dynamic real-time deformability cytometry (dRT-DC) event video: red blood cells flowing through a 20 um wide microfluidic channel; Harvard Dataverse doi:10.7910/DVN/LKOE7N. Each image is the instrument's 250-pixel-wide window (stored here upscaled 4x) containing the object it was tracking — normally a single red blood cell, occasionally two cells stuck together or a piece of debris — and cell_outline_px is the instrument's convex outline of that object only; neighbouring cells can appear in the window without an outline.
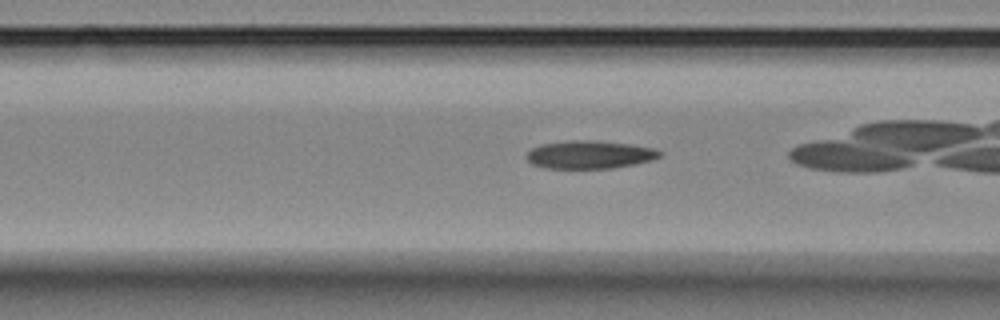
{"species": "Egyptian fruit bat (a non-hibernating species)", "species_latin": "Rousettus aegyptiacus", "temperature_condition": "room temperature", "stored_images_in_passage": 54, "camera_frame_rate_fps": 3000, "um_per_image_px": 0.085, "animal": {"sex": "female"}, "frame": {"image": 1, "passage_image": 18, "time_ms": 5.667, "image_size_px": [1000, 320], "cell_outline_px": [[664, 152], [660, 156], [652, 160], [612, 168], [544, 168], [532, 164], [524, 156], [532, 148], [540, 144], [568, 140], [596, 140], [632, 144], [656, 148]], "centroid_in_image_um": [50.12, 13.13], "position_along_channel_um": 116.5, "area_um2": 21.96}}
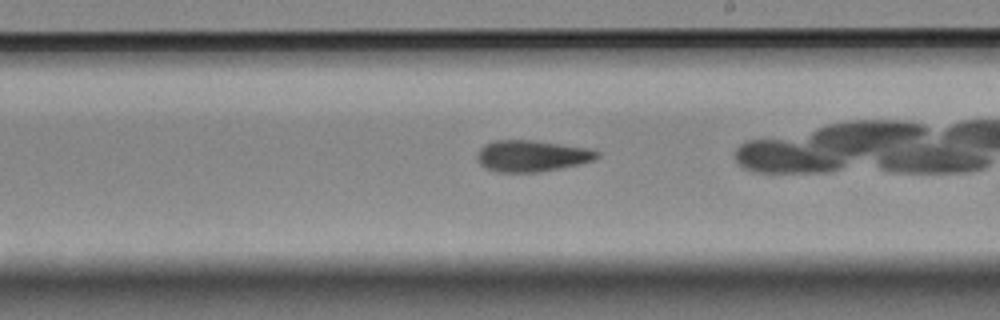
{"frame": {"image": 2, "passage_image": 29, "time_ms": 9.333, "image_size_px": [1000, 320], "cell_outline_px": [[600, 156], [592, 160], [576, 164], [536, 172], [496, 172], [480, 164], [476, 160], [476, 156], [480, 148], [484, 144], [496, 140], [532, 140], [588, 148], [600, 152]], "centroid_in_image_um": [45.15, 13.24], "position_along_channel_um": 243.9, "area_um2": 21.62}}
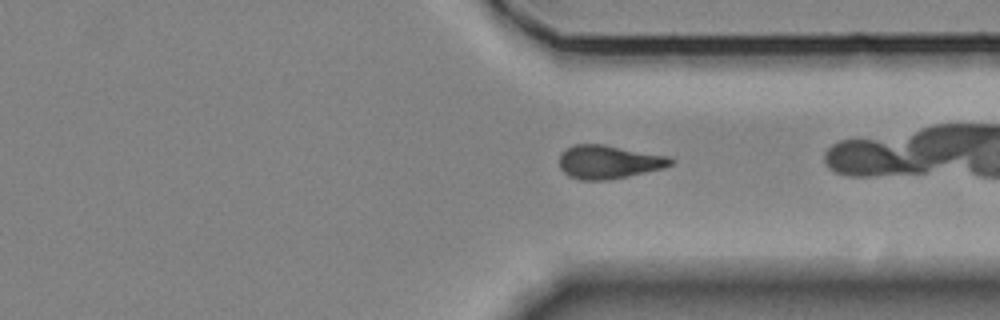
{"frame": {"image": 3, "passage_image": 39, "time_ms": 12.667, "image_size_px": [1000, 320], "cell_outline_px": [[676, 160], [672, 164], [664, 168], [628, 176], [608, 180], [580, 180], [568, 176], [560, 168], [560, 152], [572, 144], [604, 144], [668, 156]], "centroid_in_image_um": [51.73, 13.76], "position_along_channel_um": 359.7, "area_um2": 21.91}, "authors_computed_cell_mechanics": {"area_um2": 21.9062, "velocity_mm_per_s": 3.4693, "shape_relaxation_time_tau1_ms": 10.5961, "shape_relaxation_time_tau2_ms": 4.1067, "deformation_change_tau1": 0.238, "deformation_change_tau2": 0.1178}}